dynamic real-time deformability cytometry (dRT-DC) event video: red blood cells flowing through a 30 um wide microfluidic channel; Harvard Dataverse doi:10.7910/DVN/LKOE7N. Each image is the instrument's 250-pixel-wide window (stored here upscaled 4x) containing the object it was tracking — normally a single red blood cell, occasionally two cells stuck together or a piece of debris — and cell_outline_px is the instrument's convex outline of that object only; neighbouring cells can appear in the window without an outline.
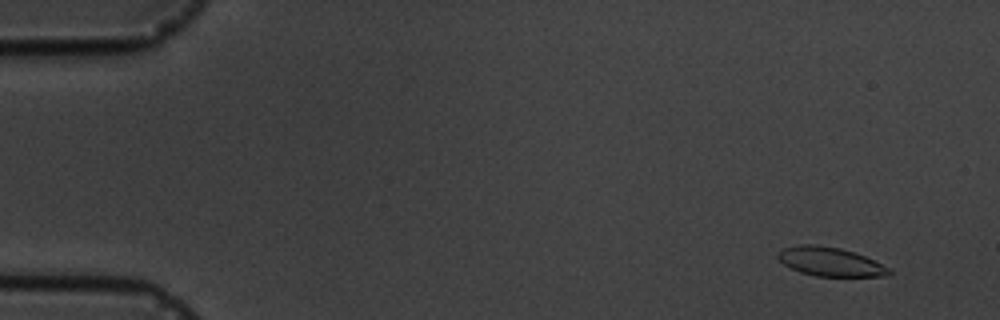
{"species": "common noctule bat (a hibernating species)", "species_latin": "Nyctalus noctula", "temperature_condition": "cold", "stored_images_in_passage": 9, "camera_frame_rate_fps": 3000, "um_per_image_px": 0.085, "animal": {"sex": "male", "body_mass_g": 19.5, "forearm_length_mm": 54.6}, "frame": {"image": 1, "passage_image": 1, "time_ms": 0.0, "image_size_px": [1000, 320], "cell_outline_px": [[892, 272], [888, 276], [816, 276], [800, 272], [784, 264], [776, 256], [784, 248], [800, 244], [816, 244], [840, 248], [864, 256], [892, 268]], "centroid_in_image_um": [70.6, 22.25], "position_along_channel_um": 14.4, "area_um2": 18.61}}
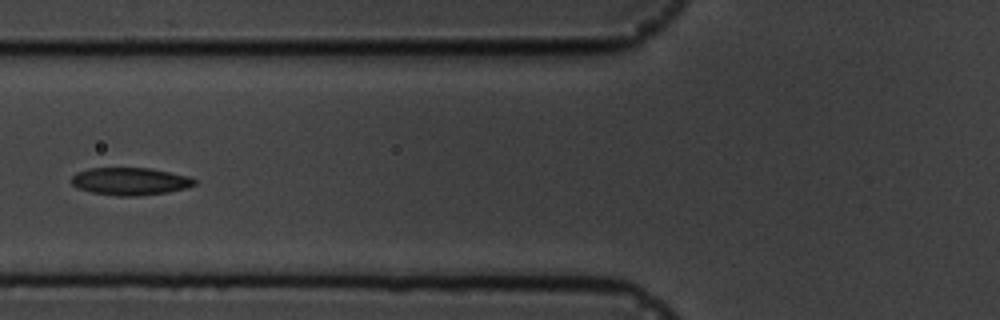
{"frame": {"image": 2, "passage_image": 6, "time_ms": 6.0, "image_size_px": [1000, 320], "cell_outline_px": [[196, 184], [188, 188], [168, 192], [136, 196], [116, 196], [92, 192], [76, 188], [72, 184], [72, 176], [76, 172], [88, 168], [148, 168], [188, 176], [196, 180]], "centroid_in_image_um": [11.05, 15.42], "position_along_channel_um": 114.8, "area_um2": 19.77}}
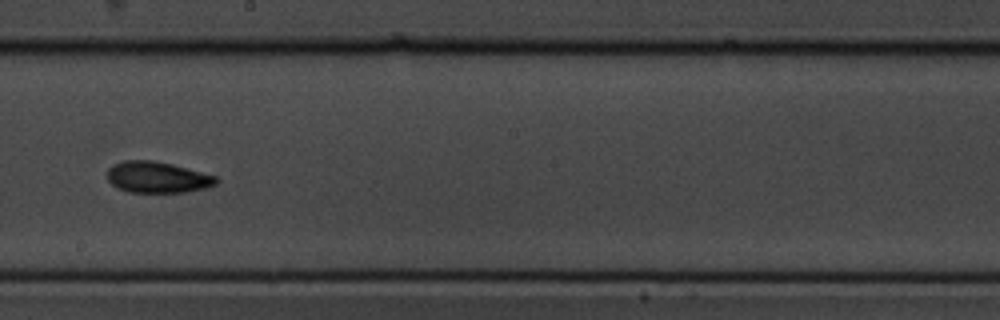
{"frame": {"image": 3, "passage_image": 9, "time_ms": 9.333, "image_size_px": [1000, 320], "cell_outline_px": [[220, 180], [216, 184], [204, 188], [184, 192], [128, 192], [116, 188], [108, 180], [108, 168], [112, 164], [124, 160], [152, 160], [172, 164], [216, 176]], "centroid_in_image_um": [13.35, 15.06], "position_along_channel_um": 234.9, "area_um2": 19.83}}